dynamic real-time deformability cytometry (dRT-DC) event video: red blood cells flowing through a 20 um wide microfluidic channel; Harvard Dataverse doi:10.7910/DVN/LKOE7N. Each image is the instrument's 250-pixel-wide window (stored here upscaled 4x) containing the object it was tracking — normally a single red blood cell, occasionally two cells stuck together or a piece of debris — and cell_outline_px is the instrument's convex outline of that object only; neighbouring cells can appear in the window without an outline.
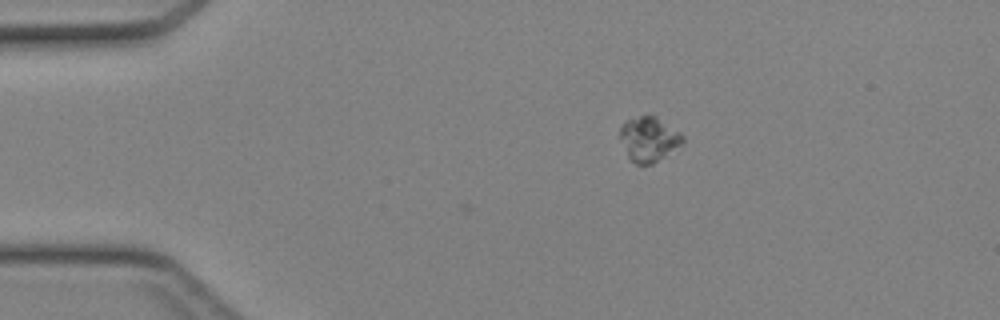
{"species": "Egyptian fruit bat (a non-hibernating species)", "species_latin": "Rousettus aegyptiacus", "temperature_condition": "cold", "stored_images_in_passage": 37, "camera_frame_rate_fps": 3000, "um_per_image_px": 0.085, "animal": {"sex": "female"}, "frame": {"image": 1, "passage_image": 1, "time_ms": 0.0, "image_size_px": [1000, 320], "cell_outline_px": [[684, 144], [652, 164], [636, 164], [628, 160], [620, 136], [620, 124], [628, 120], [640, 116], [656, 116], [680, 132], [684, 136]], "centroid_in_image_um": [55.16, 11.84], "position_along_channel_um": 29.8, "area_um2": 16.42}}
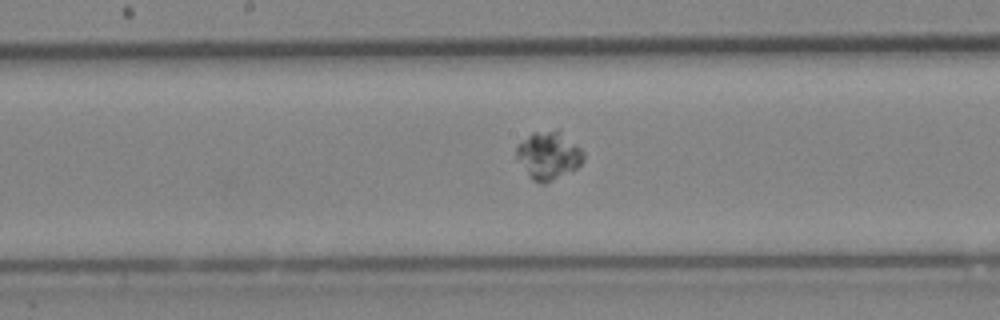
{"frame": {"image": 2, "passage_image": 16, "time_ms": 5.0, "image_size_px": [1000, 320], "cell_outline_px": [[584, 160], [576, 168], [544, 184], [540, 184], [532, 180], [528, 176], [516, 156], [516, 144], [532, 132], [556, 128], [560, 128], [584, 152]], "centroid_in_image_um": [46.61, 13.16], "position_along_channel_um": 201.6, "area_um2": 19.07}}
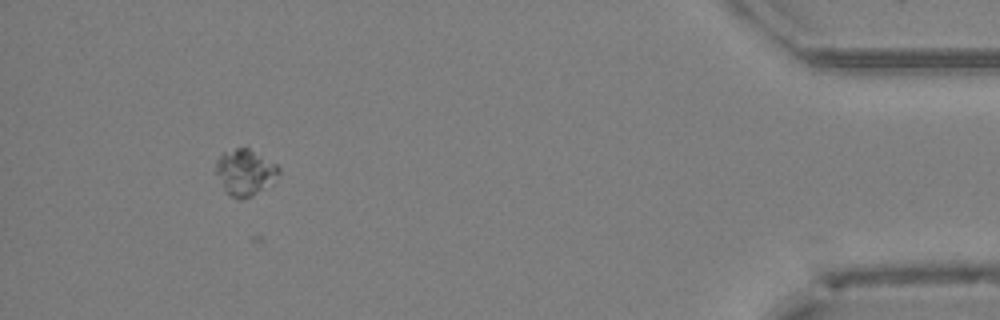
{"frame": {"image": 3, "passage_image": 34, "time_ms": 11.0, "image_size_px": [1000, 320], "cell_outline_px": [[280, 172], [276, 180], [272, 184], [252, 196], [244, 200], [240, 200], [232, 196], [224, 188], [216, 172], [216, 160], [224, 152], [236, 148], [248, 148], [276, 164], [280, 168]], "centroid_in_image_um": [20.86, 14.66], "position_along_channel_um": 414.3, "area_um2": 16.76}}